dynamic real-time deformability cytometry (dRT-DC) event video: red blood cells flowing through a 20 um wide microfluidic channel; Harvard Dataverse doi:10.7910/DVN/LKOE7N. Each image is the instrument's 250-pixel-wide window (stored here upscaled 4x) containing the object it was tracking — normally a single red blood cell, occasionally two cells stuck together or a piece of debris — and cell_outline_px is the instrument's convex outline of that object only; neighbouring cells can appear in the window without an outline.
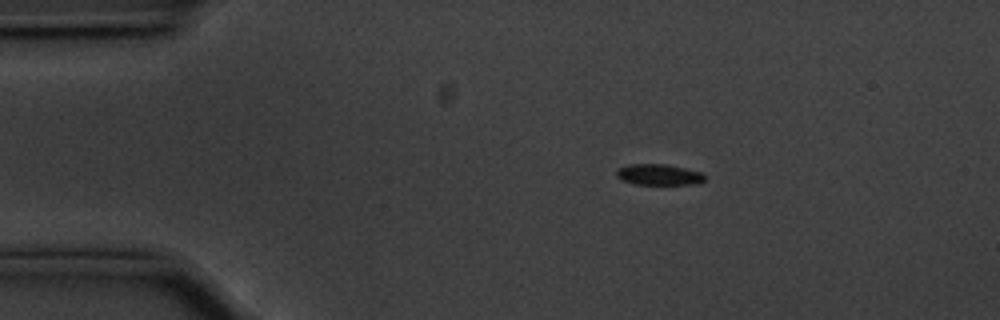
{"species": "common noctule bat (a hibernating species)", "species_latin": "Nyctalus noctula", "temperature_condition": "cold", "stored_images_in_passage": 47, "camera_frame_rate_fps": 3000, "um_per_image_px": 0.085, "animal": {"sex": "male", "body_mass_g": 20.1, "forearm_length_mm": 53.5}, "frame": {"image": 1, "passage_image": 1, "time_ms": 0.0, "image_size_px": [1000, 320], "cell_outline_px": [[704, 180], [696, 184], [632, 184], [620, 180], [616, 176], [616, 172], [620, 168], [628, 164], [664, 164], [684, 168], [700, 172], [704, 176]], "centroid_in_image_um": [55.94, 14.85], "position_along_channel_um": 29.1, "area_um2": 10.69}}
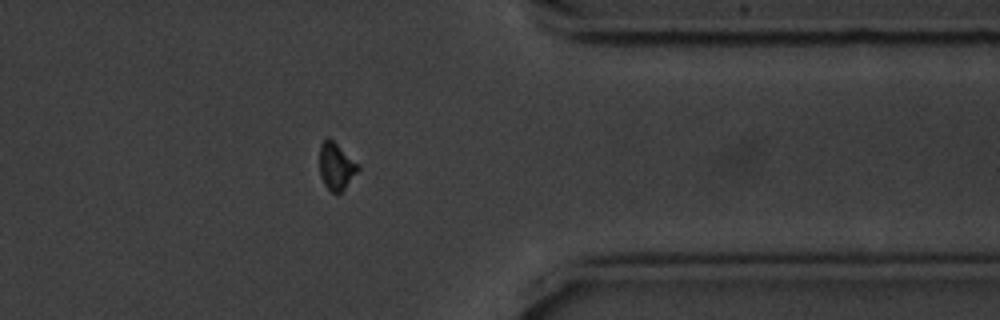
{"frame": {"image": 2, "passage_image": 36, "time_ms": 11.667, "image_size_px": [1000, 320], "cell_outline_px": [[360, 168], [344, 188], [340, 192], [332, 192], [324, 184], [320, 176], [320, 144], [328, 136], [360, 164]], "centroid_in_image_um": [28.58, 14.1], "position_along_channel_um": 382.8, "area_um2": 10.46}}
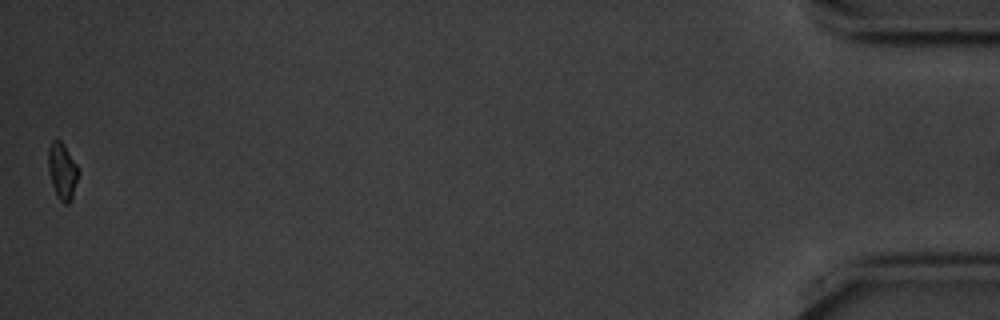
{"frame": {"image": 3, "passage_image": 47, "time_ms": 15.333, "image_size_px": [1000, 320], "cell_outline_px": [[80, 172], [72, 200], [68, 204], [64, 204], [56, 196], [48, 172], [48, 148], [52, 140], [60, 140], [64, 144], [76, 164]], "centroid_in_image_um": [5.3, 14.57], "position_along_channel_um": 429.9, "area_um2": 10.12}, "authors_computed_cell_mechanics": {"area_um2": 10.9242, "velocity_mm_per_s": 3.5602, "shape_relaxation_time_tau1_ms": 1.3655, "shape_relaxation_time_tau2_ms": null, "deformation_change_tau1": 0.0661, "deformation_change_tau2": null}}